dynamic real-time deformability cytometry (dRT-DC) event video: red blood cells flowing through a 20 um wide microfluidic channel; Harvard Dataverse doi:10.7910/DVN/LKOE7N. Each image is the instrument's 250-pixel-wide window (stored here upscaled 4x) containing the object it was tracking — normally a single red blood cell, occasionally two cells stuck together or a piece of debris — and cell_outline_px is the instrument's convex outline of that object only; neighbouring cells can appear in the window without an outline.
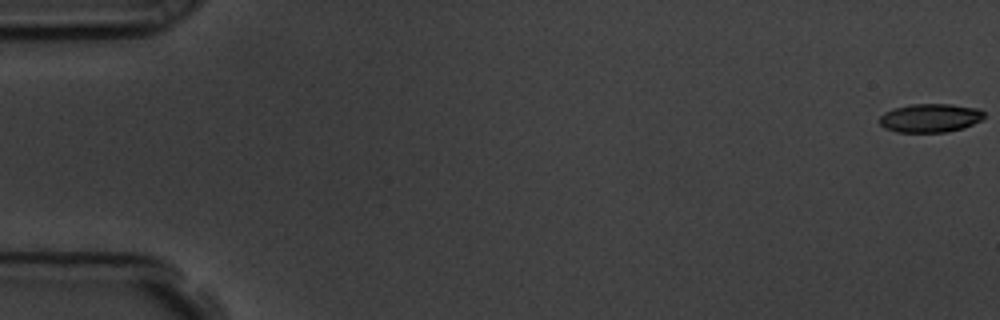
{"species": "common noctule bat (a hibernating species)", "species_latin": "Nyctalus noctula", "temperature_condition": "room temperature", "stored_images_in_passage": 58, "camera_frame_rate_fps": 3000, "um_per_image_px": 0.085, "animal": {"sex": "male", "body_mass_g": 19.5, "forearm_length_mm": 54.6}, "frame": {"image": 1, "passage_image": 1, "time_ms": 0.0, "image_size_px": [1000, 320], "cell_outline_px": [[984, 116], [980, 120], [964, 128], [944, 132], [896, 132], [884, 128], [880, 124], [880, 116], [884, 112], [896, 108], [912, 104], [952, 104], [980, 108], [984, 112]], "centroid_in_image_um": [79.07, 10.02], "position_along_channel_um": 5.9, "area_um2": 17.46}}
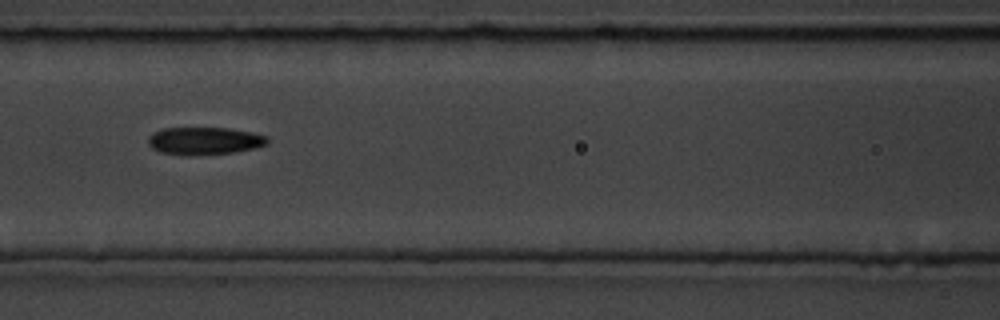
{"frame": {"image": 2, "passage_image": 26, "time_ms": 8.333, "image_size_px": [1000, 320], "cell_outline_px": [[268, 144], [236, 152], [188, 156], [160, 152], [152, 148], [148, 144], [148, 136], [152, 132], [160, 128], [228, 128], [252, 132], [268, 136]], "centroid_in_image_um": [17.34, 11.97], "position_along_channel_um": 149.3, "area_um2": 19.36}}
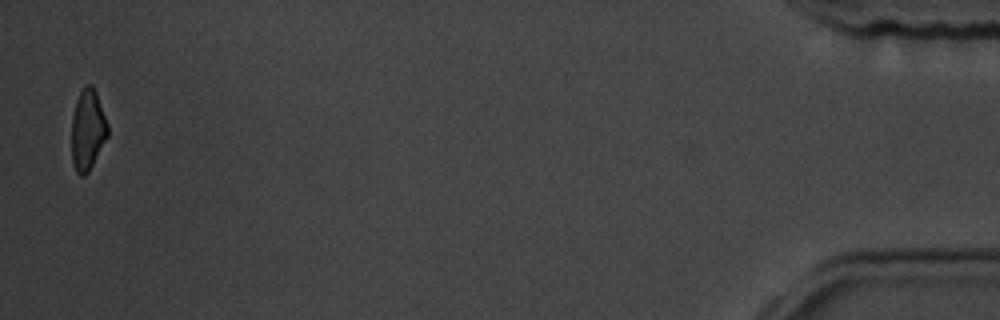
{"frame": {"image": 3, "passage_image": 57, "time_ms": 18.667, "image_size_px": [1000, 320], "cell_outline_px": [[108, 136], [88, 172], [84, 176], [80, 176], [76, 172], [72, 164], [72, 116], [76, 100], [84, 84], [92, 84], [96, 92], [108, 124]], "centroid_in_image_um": [7.44, 11.03], "position_along_channel_um": 427.8, "area_um2": 17.05}, "authors_computed_cell_mechanics": {"area_um2": 18.4382, "velocity_mm_per_s": 3.5958, "shape_relaxation_time_tau1_ms": 3.4782, "shape_relaxation_time_tau2_ms": 5.6663, "deformation_change_tau1": 0.1357, "deformation_change_tau2": 0.143}}